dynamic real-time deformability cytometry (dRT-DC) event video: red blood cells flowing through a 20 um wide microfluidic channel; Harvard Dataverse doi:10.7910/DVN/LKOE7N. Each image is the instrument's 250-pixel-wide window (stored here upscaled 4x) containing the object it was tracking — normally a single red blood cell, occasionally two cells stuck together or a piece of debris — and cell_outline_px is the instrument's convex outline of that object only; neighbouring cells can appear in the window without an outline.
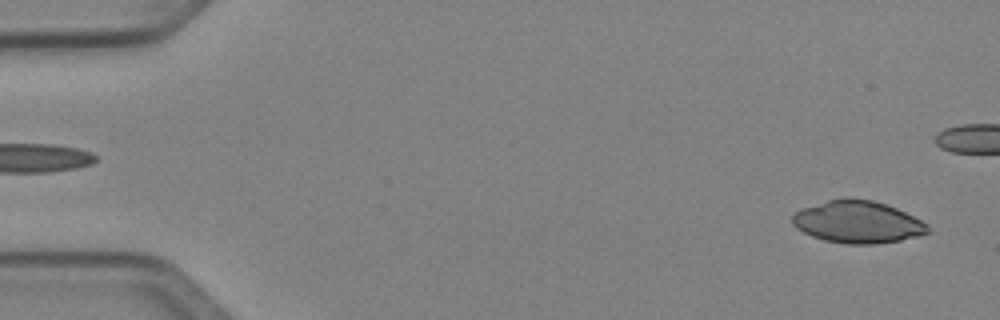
{"species": "Egyptian fruit bat (a non-hibernating species)", "species_latin": "Rousettus aegyptiacus", "temperature_condition": "cold", "stored_images_in_passage": 43, "camera_frame_rate_fps": 3000, "um_per_image_px": 0.085, "animal": {"sex": "female"}, "frame": {"image": 1, "passage_image": 2, "time_ms": 0.333, "image_size_px": [1000, 320], "cell_outline_px": [[932, 232], [920, 236], [900, 240], [872, 244], [848, 244], [824, 240], [812, 236], [796, 228], [792, 224], [792, 216], [800, 208], [828, 200], [848, 196], [872, 200], [896, 208], [928, 224]], "centroid_in_image_um": [72.9, 18.86], "position_along_channel_um": 12.1, "area_um2": 33.52}}